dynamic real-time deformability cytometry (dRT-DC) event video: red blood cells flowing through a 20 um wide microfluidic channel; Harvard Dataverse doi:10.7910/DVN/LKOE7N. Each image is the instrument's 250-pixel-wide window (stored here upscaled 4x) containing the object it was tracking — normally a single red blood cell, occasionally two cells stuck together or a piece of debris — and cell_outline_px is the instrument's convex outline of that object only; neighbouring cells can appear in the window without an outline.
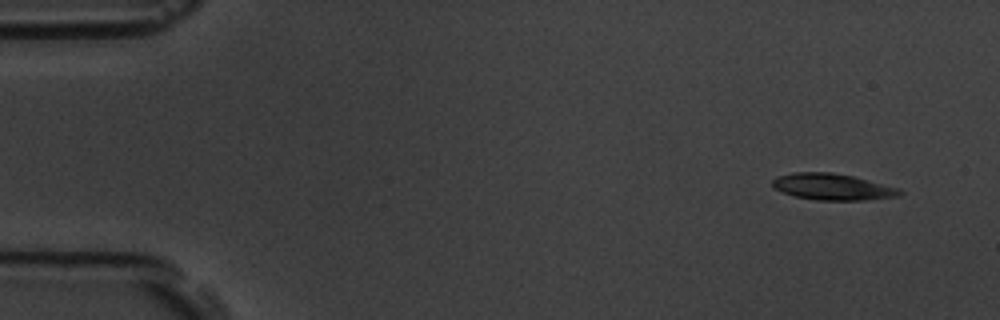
{"species": "common noctule bat (a hibernating species)", "species_latin": "Nyctalus noctula", "temperature_condition": "room temperature", "stored_images_in_passage": 5, "segment_of_instrument_passage": [2, 2], "camera_frame_rate_fps": 3000, "um_per_image_px": 0.085, "animal": {"sex": "male", "body_mass_g": 19.5, "forearm_length_mm": 54.6}, "frame": {"image": 1, "passage_image": 5, "time_ms": 5.333, "image_size_px": [1000, 320], "cell_outline_px": [[904, 192], [900, 196], [864, 200], [816, 200], [796, 196], [772, 188], [772, 180], [776, 176], [792, 172], [832, 172], [852, 176], [900, 188]], "centroid_in_image_um": [70.76, 15.87], "position_along_channel_um": 14.2, "area_um2": 19.65}}